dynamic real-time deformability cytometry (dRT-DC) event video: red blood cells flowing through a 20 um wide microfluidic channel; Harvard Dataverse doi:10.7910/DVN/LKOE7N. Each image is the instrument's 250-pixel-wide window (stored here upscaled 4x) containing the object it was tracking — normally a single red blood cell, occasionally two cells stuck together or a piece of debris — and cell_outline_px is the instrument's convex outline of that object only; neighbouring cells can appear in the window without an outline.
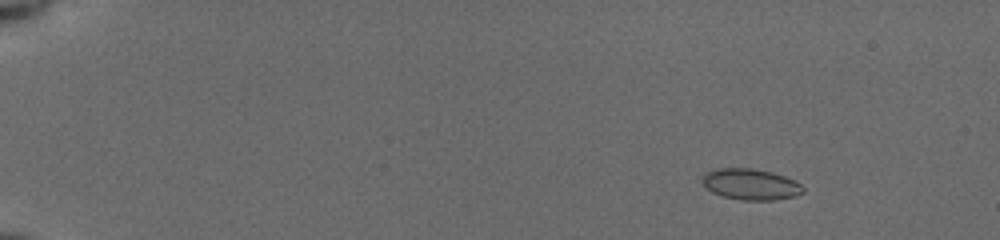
{"species": "common noctule bat (a hibernating species)", "species_latin": "Nyctalus noctula", "temperature_condition": "cold", "stored_images_in_passage": 54, "camera_frame_rate_fps": 3000, "um_per_image_px": 0.085, "animal": {"sex": "female", "body_mass_g": 19.5, "forearm_length_mm": 54.1}, "frame": {"image": 1, "passage_image": 7, "time_ms": 2.0, "image_size_px": [1000, 240], "cell_outline_px": [[804, 192], [796, 196], [772, 200], [740, 200], [724, 196], [712, 192], [704, 184], [704, 172], [716, 168], [752, 168], [772, 172], [796, 180], [804, 188]], "centroid_in_image_um": [63.84, 15.66], "position_along_channel_um": 21.2, "area_um2": 18.21}}
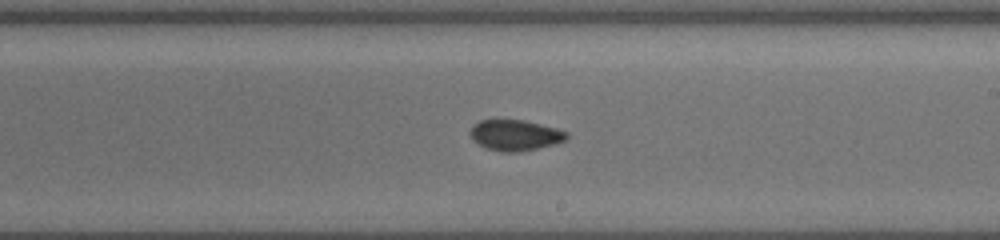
{"frame": {"image": 2, "passage_image": 34, "time_ms": 11.0, "image_size_px": [1000, 240], "cell_outline_px": [[568, 136], [564, 140], [556, 144], [520, 152], [500, 152], [484, 148], [472, 140], [468, 132], [472, 124], [480, 120], [520, 120], [556, 128], [568, 132]], "centroid_in_image_um": [43.72, 11.51], "position_along_channel_um": 245.3, "area_um2": 17.46}}
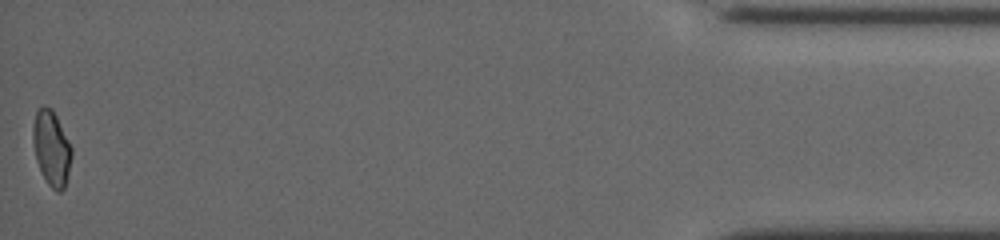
{"frame": {"image": 3, "passage_image": 54, "time_ms": 17.667, "image_size_px": [1000, 240], "cell_outline_px": [[72, 156], [64, 188], [60, 192], [56, 192], [48, 184], [36, 160], [32, 140], [32, 128], [36, 108], [44, 104], [52, 108], [72, 148]], "centroid_in_image_um": [4.35, 12.54], "position_along_channel_um": 430.8, "area_um2": 16.94}, "authors_computed_cell_mechanics": {"area_um2": 17.4556, "velocity_mm_per_s": 3.9377, "shape_relaxation_time_tau1_ms": null, "shape_relaxation_time_tau2_ms": 2.124, "deformation_change_tau1": null, "deformation_change_tau2": 0.051}}